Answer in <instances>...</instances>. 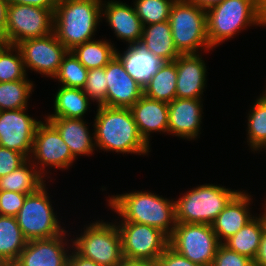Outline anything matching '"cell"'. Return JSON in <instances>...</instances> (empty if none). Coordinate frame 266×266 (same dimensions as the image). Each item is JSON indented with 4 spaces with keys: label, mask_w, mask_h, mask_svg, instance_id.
Returning a JSON list of instances; mask_svg holds the SVG:
<instances>
[{
    "label": "cell",
    "mask_w": 266,
    "mask_h": 266,
    "mask_svg": "<svg viewBox=\"0 0 266 266\" xmlns=\"http://www.w3.org/2000/svg\"><path fill=\"white\" fill-rule=\"evenodd\" d=\"M217 235L209 224L176 223L169 246L191 262L211 266L218 246Z\"/></svg>",
    "instance_id": "9"
},
{
    "label": "cell",
    "mask_w": 266,
    "mask_h": 266,
    "mask_svg": "<svg viewBox=\"0 0 266 266\" xmlns=\"http://www.w3.org/2000/svg\"><path fill=\"white\" fill-rule=\"evenodd\" d=\"M113 222L96 220L84 225L83 232L73 237L72 248L98 265L119 266L124 261L122 242L119 229Z\"/></svg>",
    "instance_id": "7"
},
{
    "label": "cell",
    "mask_w": 266,
    "mask_h": 266,
    "mask_svg": "<svg viewBox=\"0 0 266 266\" xmlns=\"http://www.w3.org/2000/svg\"><path fill=\"white\" fill-rule=\"evenodd\" d=\"M119 266H158V262L143 260H124Z\"/></svg>",
    "instance_id": "45"
},
{
    "label": "cell",
    "mask_w": 266,
    "mask_h": 266,
    "mask_svg": "<svg viewBox=\"0 0 266 266\" xmlns=\"http://www.w3.org/2000/svg\"><path fill=\"white\" fill-rule=\"evenodd\" d=\"M102 18H105L117 39L126 41L127 45L141 41L143 24L134 6L119 0H102Z\"/></svg>",
    "instance_id": "19"
},
{
    "label": "cell",
    "mask_w": 266,
    "mask_h": 266,
    "mask_svg": "<svg viewBox=\"0 0 266 266\" xmlns=\"http://www.w3.org/2000/svg\"><path fill=\"white\" fill-rule=\"evenodd\" d=\"M87 74L88 69L79 62L72 51H68L53 79H57L60 82L59 85L63 87L83 89L86 85Z\"/></svg>",
    "instance_id": "33"
},
{
    "label": "cell",
    "mask_w": 266,
    "mask_h": 266,
    "mask_svg": "<svg viewBox=\"0 0 266 266\" xmlns=\"http://www.w3.org/2000/svg\"><path fill=\"white\" fill-rule=\"evenodd\" d=\"M141 43L155 56L166 62L174 61L180 56L172 37L169 21L143 26Z\"/></svg>",
    "instance_id": "25"
},
{
    "label": "cell",
    "mask_w": 266,
    "mask_h": 266,
    "mask_svg": "<svg viewBox=\"0 0 266 266\" xmlns=\"http://www.w3.org/2000/svg\"><path fill=\"white\" fill-rule=\"evenodd\" d=\"M47 190L45 183L34 193L28 194L15 216L27 241L54 238L66 231L54 212Z\"/></svg>",
    "instance_id": "8"
},
{
    "label": "cell",
    "mask_w": 266,
    "mask_h": 266,
    "mask_svg": "<svg viewBox=\"0 0 266 266\" xmlns=\"http://www.w3.org/2000/svg\"><path fill=\"white\" fill-rule=\"evenodd\" d=\"M130 110L140 135L149 146L152 133L168 134V103L143 95Z\"/></svg>",
    "instance_id": "23"
},
{
    "label": "cell",
    "mask_w": 266,
    "mask_h": 266,
    "mask_svg": "<svg viewBox=\"0 0 266 266\" xmlns=\"http://www.w3.org/2000/svg\"><path fill=\"white\" fill-rule=\"evenodd\" d=\"M27 159L19 168L0 178V191L32 194L47 182Z\"/></svg>",
    "instance_id": "28"
},
{
    "label": "cell",
    "mask_w": 266,
    "mask_h": 266,
    "mask_svg": "<svg viewBox=\"0 0 266 266\" xmlns=\"http://www.w3.org/2000/svg\"><path fill=\"white\" fill-rule=\"evenodd\" d=\"M96 112L92 125L96 150L149 155L151 147L140 135L130 108L101 105L97 106Z\"/></svg>",
    "instance_id": "1"
},
{
    "label": "cell",
    "mask_w": 266,
    "mask_h": 266,
    "mask_svg": "<svg viewBox=\"0 0 266 266\" xmlns=\"http://www.w3.org/2000/svg\"><path fill=\"white\" fill-rule=\"evenodd\" d=\"M107 198L109 209L120 217L117 221L146 224L160 229L168 237L172 235L177 223L174 199L150 191H132Z\"/></svg>",
    "instance_id": "2"
},
{
    "label": "cell",
    "mask_w": 266,
    "mask_h": 266,
    "mask_svg": "<svg viewBox=\"0 0 266 266\" xmlns=\"http://www.w3.org/2000/svg\"><path fill=\"white\" fill-rule=\"evenodd\" d=\"M265 204L263 205L264 206V212H261L266 220V201L264 200Z\"/></svg>",
    "instance_id": "48"
},
{
    "label": "cell",
    "mask_w": 266,
    "mask_h": 266,
    "mask_svg": "<svg viewBox=\"0 0 266 266\" xmlns=\"http://www.w3.org/2000/svg\"><path fill=\"white\" fill-rule=\"evenodd\" d=\"M126 48L123 53L116 48L115 56L127 73L144 88L166 61L155 56L141 42L129 44Z\"/></svg>",
    "instance_id": "21"
},
{
    "label": "cell",
    "mask_w": 266,
    "mask_h": 266,
    "mask_svg": "<svg viewBox=\"0 0 266 266\" xmlns=\"http://www.w3.org/2000/svg\"><path fill=\"white\" fill-rule=\"evenodd\" d=\"M67 232L50 239L27 241L12 266H67L69 250H72V239L68 240Z\"/></svg>",
    "instance_id": "15"
},
{
    "label": "cell",
    "mask_w": 266,
    "mask_h": 266,
    "mask_svg": "<svg viewBox=\"0 0 266 266\" xmlns=\"http://www.w3.org/2000/svg\"><path fill=\"white\" fill-rule=\"evenodd\" d=\"M54 112L46 117L81 118L90 108L91 99L81 88L59 86L54 96Z\"/></svg>",
    "instance_id": "27"
},
{
    "label": "cell",
    "mask_w": 266,
    "mask_h": 266,
    "mask_svg": "<svg viewBox=\"0 0 266 266\" xmlns=\"http://www.w3.org/2000/svg\"><path fill=\"white\" fill-rule=\"evenodd\" d=\"M26 243L16 218L0 215V266H12Z\"/></svg>",
    "instance_id": "26"
},
{
    "label": "cell",
    "mask_w": 266,
    "mask_h": 266,
    "mask_svg": "<svg viewBox=\"0 0 266 266\" xmlns=\"http://www.w3.org/2000/svg\"><path fill=\"white\" fill-rule=\"evenodd\" d=\"M110 40L93 39L76 46L73 54L86 69L105 67L115 56L116 47Z\"/></svg>",
    "instance_id": "29"
},
{
    "label": "cell",
    "mask_w": 266,
    "mask_h": 266,
    "mask_svg": "<svg viewBox=\"0 0 266 266\" xmlns=\"http://www.w3.org/2000/svg\"><path fill=\"white\" fill-rule=\"evenodd\" d=\"M211 266H254V261L228 249L221 243L217 248Z\"/></svg>",
    "instance_id": "37"
},
{
    "label": "cell",
    "mask_w": 266,
    "mask_h": 266,
    "mask_svg": "<svg viewBox=\"0 0 266 266\" xmlns=\"http://www.w3.org/2000/svg\"><path fill=\"white\" fill-rule=\"evenodd\" d=\"M60 133L63 141L69 147L72 156L93 155L96 150L95 135L91 134L88 122L81 118L43 117Z\"/></svg>",
    "instance_id": "22"
},
{
    "label": "cell",
    "mask_w": 266,
    "mask_h": 266,
    "mask_svg": "<svg viewBox=\"0 0 266 266\" xmlns=\"http://www.w3.org/2000/svg\"><path fill=\"white\" fill-rule=\"evenodd\" d=\"M16 46L20 50L26 73L31 70L51 79L57 74L64 56L69 51L54 32L24 40Z\"/></svg>",
    "instance_id": "13"
},
{
    "label": "cell",
    "mask_w": 266,
    "mask_h": 266,
    "mask_svg": "<svg viewBox=\"0 0 266 266\" xmlns=\"http://www.w3.org/2000/svg\"><path fill=\"white\" fill-rule=\"evenodd\" d=\"M207 34L213 48L250 26H266V0H223L206 10Z\"/></svg>",
    "instance_id": "3"
},
{
    "label": "cell",
    "mask_w": 266,
    "mask_h": 266,
    "mask_svg": "<svg viewBox=\"0 0 266 266\" xmlns=\"http://www.w3.org/2000/svg\"><path fill=\"white\" fill-rule=\"evenodd\" d=\"M175 0H135L133 6L143 26L169 21Z\"/></svg>",
    "instance_id": "35"
},
{
    "label": "cell",
    "mask_w": 266,
    "mask_h": 266,
    "mask_svg": "<svg viewBox=\"0 0 266 266\" xmlns=\"http://www.w3.org/2000/svg\"><path fill=\"white\" fill-rule=\"evenodd\" d=\"M27 195L19 192L0 191V215L15 217L23 206Z\"/></svg>",
    "instance_id": "38"
},
{
    "label": "cell",
    "mask_w": 266,
    "mask_h": 266,
    "mask_svg": "<svg viewBox=\"0 0 266 266\" xmlns=\"http://www.w3.org/2000/svg\"><path fill=\"white\" fill-rule=\"evenodd\" d=\"M29 160L44 178L51 179L50 176H47L48 173L51 174L50 170L45 168L68 170L76 159L72 156L58 130L45 119L36 129Z\"/></svg>",
    "instance_id": "10"
},
{
    "label": "cell",
    "mask_w": 266,
    "mask_h": 266,
    "mask_svg": "<svg viewBox=\"0 0 266 266\" xmlns=\"http://www.w3.org/2000/svg\"><path fill=\"white\" fill-rule=\"evenodd\" d=\"M203 99L175 98L168 103V135L196 140L201 134ZM200 132V133H199Z\"/></svg>",
    "instance_id": "16"
},
{
    "label": "cell",
    "mask_w": 266,
    "mask_h": 266,
    "mask_svg": "<svg viewBox=\"0 0 266 266\" xmlns=\"http://www.w3.org/2000/svg\"><path fill=\"white\" fill-rule=\"evenodd\" d=\"M254 266H266V229L261 236L259 249L254 260Z\"/></svg>",
    "instance_id": "43"
},
{
    "label": "cell",
    "mask_w": 266,
    "mask_h": 266,
    "mask_svg": "<svg viewBox=\"0 0 266 266\" xmlns=\"http://www.w3.org/2000/svg\"><path fill=\"white\" fill-rule=\"evenodd\" d=\"M27 76L20 50L16 45L6 44L0 51V82L23 80Z\"/></svg>",
    "instance_id": "34"
},
{
    "label": "cell",
    "mask_w": 266,
    "mask_h": 266,
    "mask_svg": "<svg viewBox=\"0 0 266 266\" xmlns=\"http://www.w3.org/2000/svg\"><path fill=\"white\" fill-rule=\"evenodd\" d=\"M54 12L24 4H9L6 26L7 44L46 36L53 32Z\"/></svg>",
    "instance_id": "12"
},
{
    "label": "cell",
    "mask_w": 266,
    "mask_h": 266,
    "mask_svg": "<svg viewBox=\"0 0 266 266\" xmlns=\"http://www.w3.org/2000/svg\"><path fill=\"white\" fill-rule=\"evenodd\" d=\"M252 105L247 114V144L251 152H266V94H260Z\"/></svg>",
    "instance_id": "31"
},
{
    "label": "cell",
    "mask_w": 266,
    "mask_h": 266,
    "mask_svg": "<svg viewBox=\"0 0 266 266\" xmlns=\"http://www.w3.org/2000/svg\"><path fill=\"white\" fill-rule=\"evenodd\" d=\"M9 4H24L55 11L59 0H7Z\"/></svg>",
    "instance_id": "41"
},
{
    "label": "cell",
    "mask_w": 266,
    "mask_h": 266,
    "mask_svg": "<svg viewBox=\"0 0 266 266\" xmlns=\"http://www.w3.org/2000/svg\"><path fill=\"white\" fill-rule=\"evenodd\" d=\"M7 44L6 39L0 36V51Z\"/></svg>",
    "instance_id": "47"
},
{
    "label": "cell",
    "mask_w": 266,
    "mask_h": 266,
    "mask_svg": "<svg viewBox=\"0 0 266 266\" xmlns=\"http://www.w3.org/2000/svg\"><path fill=\"white\" fill-rule=\"evenodd\" d=\"M240 191L212 183L193 187L174 199L176 222L211 225Z\"/></svg>",
    "instance_id": "5"
},
{
    "label": "cell",
    "mask_w": 266,
    "mask_h": 266,
    "mask_svg": "<svg viewBox=\"0 0 266 266\" xmlns=\"http://www.w3.org/2000/svg\"><path fill=\"white\" fill-rule=\"evenodd\" d=\"M9 3L7 0H0V36L6 39L7 14Z\"/></svg>",
    "instance_id": "44"
},
{
    "label": "cell",
    "mask_w": 266,
    "mask_h": 266,
    "mask_svg": "<svg viewBox=\"0 0 266 266\" xmlns=\"http://www.w3.org/2000/svg\"><path fill=\"white\" fill-rule=\"evenodd\" d=\"M252 200V195L245 190L240 191L215 218L211 226L220 243L235 235L255 217L250 212Z\"/></svg>",
    "instance_id": "20"
},
{
    "label": "cell",
    "mask_w": 266,
    "mask_h": 266,
    "mask_svg": "<svg viewBox=\"0 0 266 266\" xmlns=\"http://www.w3.org/2000/svg\"><path fill=\"white\" fill-rule=\"evenodd\" d=\"M26 160L22 153L0 146V178L19 168Z\"/></svg>",
    "instance_id": "39"
},
{
    "label": "cell",
    "mask_w": 266,
    "mask_h": 266,
    "mask_svg": "<svg viewBox=\"0 0 266 266\" xmlns=\"http://www.w3.org/2000/svg\"><path fill=\"white\" fill-rule=\"evenodd\" d=\"M124 260L158 261L169 246V237L160 229L146 224L117 222Z\"/></svg>",
    "instance_id": "11"
},
{
    "label": "cell",
    "mask_w": 266,
    "mask_h": 266,
    "mask_svg": "<svg viewBox=\"0 0 266 266\" xmlns=\"http://www.w3.org/2000/svg\"><path fill=\"white\" fill-rule=\"evenodd\" d=\"M190 1L197 4L199 7L207 10L214 5L221 3L223 0H190Z\"/></svg>",
    "instance_id": "46"
},
{
    "label": "cell",
    "mask_w": 266,
    "mask_h": 266,
    "mask_svg": "<svg viewBox=\"0 0 266 266\" xmlns=\"http://www.w3.org/2000/svg\"><path fill=\"white\" fill-rule=\"evenodd\" d=\"M201 54L180 55L174 60L177 70L176 98L202 99L208 72Z\"/></svg>",
    "instance_id": "18"
},
{
    "label": "cell",
    "mask_w": 266,
    "mask_h": 266,
    "mask_svg": "<svg viewBox=\"0 0 266 266\" xmlns=\"http://www.w3.org/2000/svg\"><path fill=\"white\" fill-rule=\"evenodd\" d=\"M84 93L95 102L97 106H106L107 82L105 67L89 69Z\"/></svg>",
    "instance_id": "36"
},
{
    "label": "cell",
    "mask_w": 266,
    "mask_h": 266,
    "mask_svg": "<svg viewBox=\"0 0 266 266\" xmlns=\"http://www.w3.org/2000/svg\"><path fill=\"white\" fill-rule=\"evenodd\" d=\"M176 79V63L165 62L143 88L144 95L153 100L170 103L176 98Z\"/></svg>",
    "instance_id": "30"
},
{
    "label": "cell",
    "mask_w": 266,
    "mask_h": 266,
    "mask_svg": "<svg viewBox=\"0 0 266 266\" xmlns=\"http://www.w3.org/2000/svg\"><path fill=\"white\" fill-rule=\"evenodd\" d=\"M169 23L176 49L180 55L211 51L207 34L206 10L190 0H175ZM203 50V52H202Z\"/></svg>",
    "instance_id": "6"
},
{
    "label": "cell",
    "mask_w": 266,
    "mask_h": 266,
    "mask_svg": "<svg viewBox=\"0 0 266 266\" xmlns=\"http://www.w3.org/2000/svg\"><path fill=\"white\" fill-rule=\"evenodd\" d=\"M158 266H202L191 262L168 246L158 258Z\"/></svg>",
    "instance_id": "40"
},
{
    "label": "cell",
    "mask_w": 266,
    "mask_h": 266,
    "mask_svg": "<svg viewBox=\"0 0 266 266\" xmlns=\"http://www.w3.org/2000/svg\"><path fill=\"white\" fill-rule=\"evenodd\" d=\"M105 75L107 107L130 108L144 95L143 87L127 73L116 56L105 66Z\"/></svg>",
    "instance_id": "17"
},
{
    "label": "cell",
    "mask_w": 266,
    "mask_h": 266,
    "mask_svg": "<svg viewBox=\"0 0 266 266\" xmlns=\"http://www.w3.org/2000/svg\"><path fill=\"white\" fill-rule=\"evenodd\" d=\"M28 108L0 111V146L29 159L38 125L42 122L26 113Z\"/></svg>",
    "instance_id": "14"
},
{
    "label": "cell",
    "mask_w": 266,
    "mask_h": 266,
    "mask_svg": "<svg viewBox=\"0 0 266 266\" xmlns=\"http://www.w3.org/2000/svg\"><path fill=\"white\" fill-rule=\"evenodd\" d=\"M101 18L102 0H59L54 11L53 32L71 51L95 39Z\"/></svg>",
    "instance_id": "4"
},
{
    "label": "cell",
    "mask_w": 266,
    "mask_h": 266,
    "mask_svg": "<svg viewBox=\"0 0 266 266\" xmlns=\"http://www.w3.org/2000/svg\"><path fill=\"white\" fill-rule=\"evenodd\" d=\"M256 216L244 225L235 235L229 237L222 244L228 249L244 255L253 261L259 249L261 236L266 229V220L263 214Z\"/></svg>",
    "instance_id": "24"
},
{
    "label": "cell",
    "mask_w": 266,
    "mask_h": 266,
    "mask_svg": "<svg viewBox=\"0 0 266 266\" xmlns=\"http://www.w3.org/2000/svg\"><path fill=\"white\" fill-rule=\"evenodd\" d=\"M67 266H101L91 259L82 257L73 248L70 250Z\"/></svg>",
    "instance_id": "42"
},
{
    "label": "cell",
    "mask_w": 266,
    "mask_h": 266,
    "mask_svg": "<svg viewBox=\"0 0 266 266\" xmlns=\"http://www.w3.org/2000/svg\"><path fill=\"white\" fill-rule=\"evenodd\" d=\"M34 83L28 77L23 80L0 82V111L28 108Z\"/></svg>",
    "instance_id": "32"
}]
</instances>
